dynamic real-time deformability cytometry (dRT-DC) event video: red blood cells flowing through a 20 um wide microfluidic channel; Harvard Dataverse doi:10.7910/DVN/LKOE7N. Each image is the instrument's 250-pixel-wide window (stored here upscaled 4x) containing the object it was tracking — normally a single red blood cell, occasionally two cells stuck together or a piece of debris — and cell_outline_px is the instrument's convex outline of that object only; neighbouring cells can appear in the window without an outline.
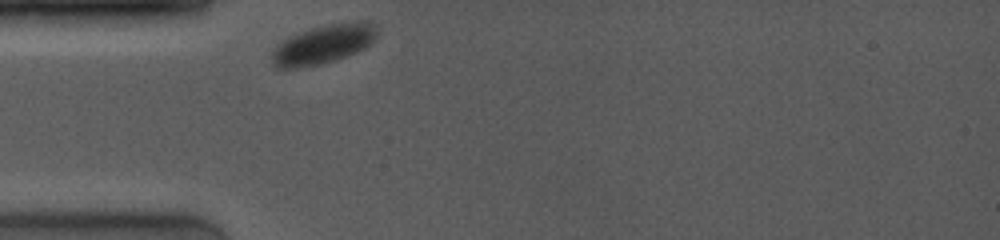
{"species": "common noctule bat (a hibernating species)", "species_latin": "Nyctalus noctula", "temperature_condition": "room temperature", "stored_images_in_passage": 23, "camera_frame_rate_fps": 4000, "um_per_image_px": 0.085, "animal": {"sex": "female", "body_mass_g": 19.0, "forearm_length_mm": 53.3}, "frame": {"image": 1, "passage_image": 1, "time_ms": 0.0, "image_size_px": [1000, 240], "cell_outline_px": [[376, 36], [364, 48], [356, 52], [332, 60], [316, 64], [296, 68], [276, 68], [272, 60], [272, 52], [288, 36], [312, 28], [328, 24], [352, 20], [360, 20], [372, 24], [376, 28]], "centroid_in_image_um": [27.48, 3.73], "position_along_channel_um": 57.5, "area_um2": 23.35}}
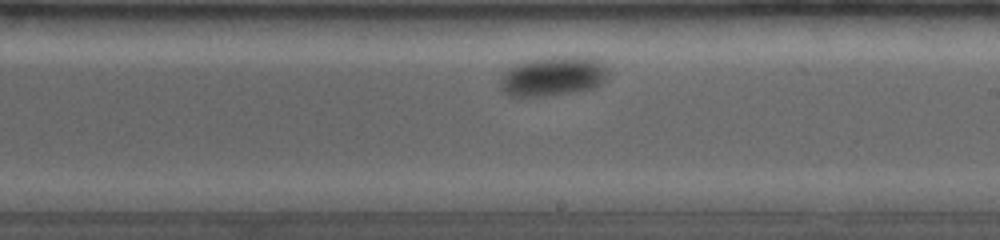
{"frame": {"image": 2, "passage_image": 13, "time_ms": 5.75, "image_size_px": [1000, 240], "cell_outline_px": [[608, 76], [600, 84], [592, 88], [568, 92], [540, 96], [508, 96], [500, 88], [500, 76], [508, 68], [524, 60], [552, 56], [596, 56], [604, 60], [608, 64]], "centroid_in_image_um": [47.05, 6.42], "position_along_channel_um": 242.0, "area_um2": 25.49}}
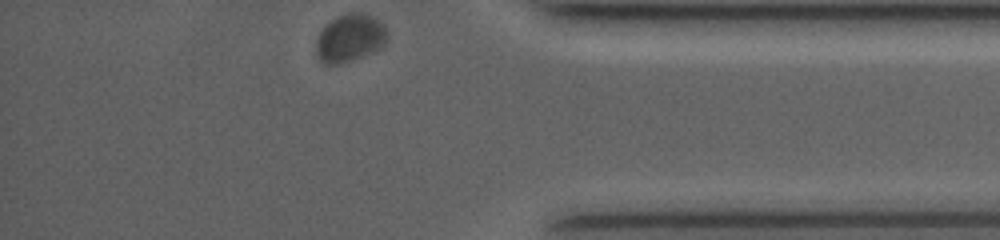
{"frame": {"image": 3, "passage_image": 23, "time_ms": 10.75, "image_size_px": [1000, 240], "cell_outline_px": [[388, 40], [380, 48], [372, 52], [336, 64], [324, 64], [316, 56], [316, 40], [324, 24], [336, 16], [348, 12], [364, 12], [380, 20], [388, 36]], "centroid_in_image_um": [29.72, 3.19], "position_along_channel_um": 405.5, "area_um2": 19.88}}